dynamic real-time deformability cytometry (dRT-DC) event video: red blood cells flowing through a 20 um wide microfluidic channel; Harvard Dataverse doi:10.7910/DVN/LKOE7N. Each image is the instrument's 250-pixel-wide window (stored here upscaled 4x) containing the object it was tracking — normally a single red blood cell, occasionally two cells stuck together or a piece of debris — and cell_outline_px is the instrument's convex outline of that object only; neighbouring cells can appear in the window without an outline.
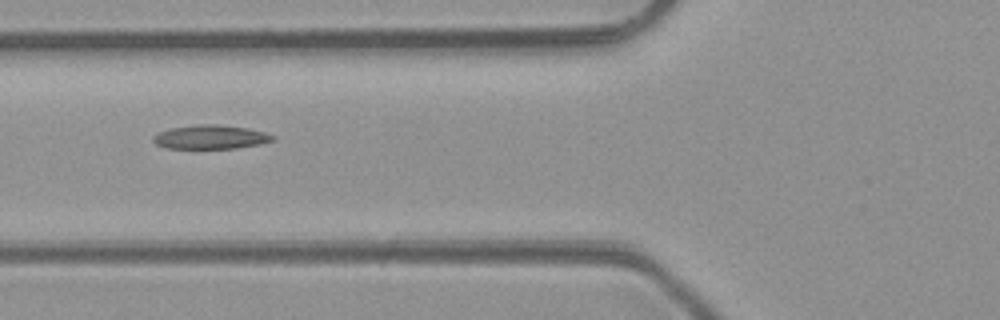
{"species": "common noctule bat (a hibernating species)", "species_latin": "Nyctalus noctula", "temperature_condition": "room temperature", "stored_images_in_passage": 3, "camera_frame_rate_fps": 3000, "um_per_image_px": 0.085, "animal": {"sex": "male", "body_mass_g": 23.1, "forearm_length_mm": 52.7}, "frame": {"image": 1, "passage_image": 2, "time_ms": 1.0, "image_size_px": [1000, 320], "cell_outline_px": [[276, 140], [260, 144], [236, 148], [168, 148], [156, 144], [152, 140], [152, 136], [160, 132], [172, 128], [200, 124], [220, 124], [248, 128], [264, 132], [276, 136]], "centroid_in_image_um": [17.95, 11.64], "position_along_channel_um": 107.9, "area_um2": 16.65}}
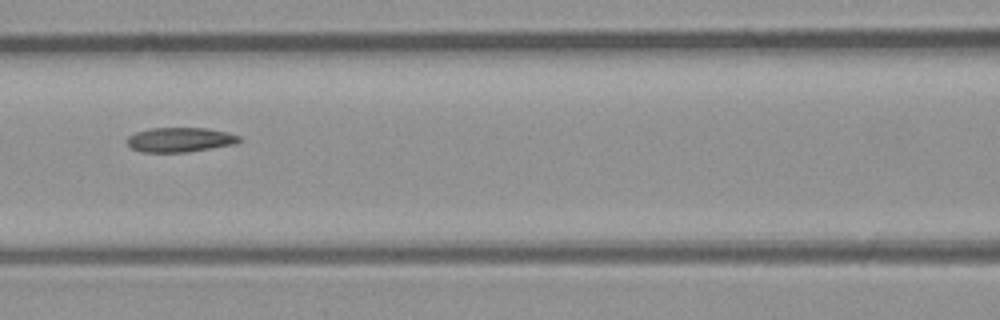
{"frame": {"image": 2, "passage_image": 3, "time_ms": 2.0, "image_size_px": [1000, 320], "cell_outline_px": [[244, 140], [232, 144], [188, 152], [140, 152], [132, 148], [124, 140], [128, 136], [136, 132], [152, 128], [204, 128], [228, 132], [240, 136]], "centroid_in_image_um": [15.28, 11.87], "position_along_channel_um": 151.3, "area_um2": 16.07}}